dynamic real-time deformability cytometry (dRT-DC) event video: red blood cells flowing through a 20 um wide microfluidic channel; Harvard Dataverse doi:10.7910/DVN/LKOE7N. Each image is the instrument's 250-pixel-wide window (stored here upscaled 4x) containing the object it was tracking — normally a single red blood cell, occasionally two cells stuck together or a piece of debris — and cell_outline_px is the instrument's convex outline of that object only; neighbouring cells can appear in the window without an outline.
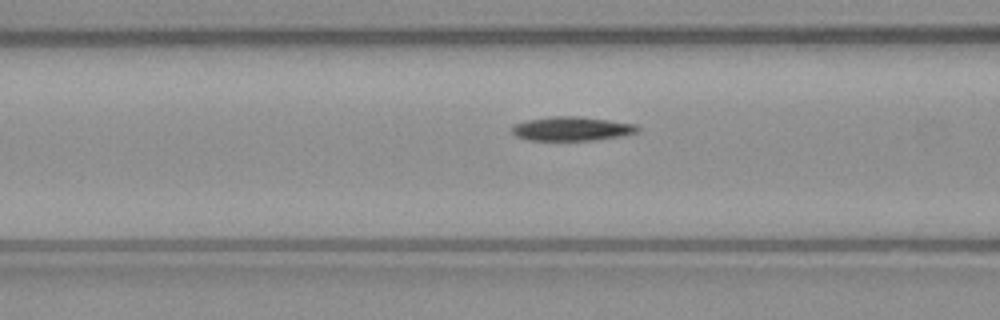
{"species": "common noctule bat (a hibernating species)", "species_latin": "Nyctalus noctula", "temperature_condition": "warm", "stored_images_in_passage": 26, "camera_frame_rate_fps": 3000, "um_per_image_px": 0.085, "animal": {"sex": "male", "body_mass_g": 23.1, "forearm_length_mm": 52.7}, "frame": {"image": 1, "passage_image": 5, "time_ms": 1.333, "image_size_px": [1000, 320], "cell_outline_px": [[640, 128], [636, 132], [620, 136], [592, 140], [528, 140], [516, 136], [512, 132], [512, 124], [528, 120], [552, 116], [580, 116], [636, 124]], "centroid_in_image_um": [48.57, 10.93], "position_along_channel_um": 118.0, "area_um2": 17.51}}